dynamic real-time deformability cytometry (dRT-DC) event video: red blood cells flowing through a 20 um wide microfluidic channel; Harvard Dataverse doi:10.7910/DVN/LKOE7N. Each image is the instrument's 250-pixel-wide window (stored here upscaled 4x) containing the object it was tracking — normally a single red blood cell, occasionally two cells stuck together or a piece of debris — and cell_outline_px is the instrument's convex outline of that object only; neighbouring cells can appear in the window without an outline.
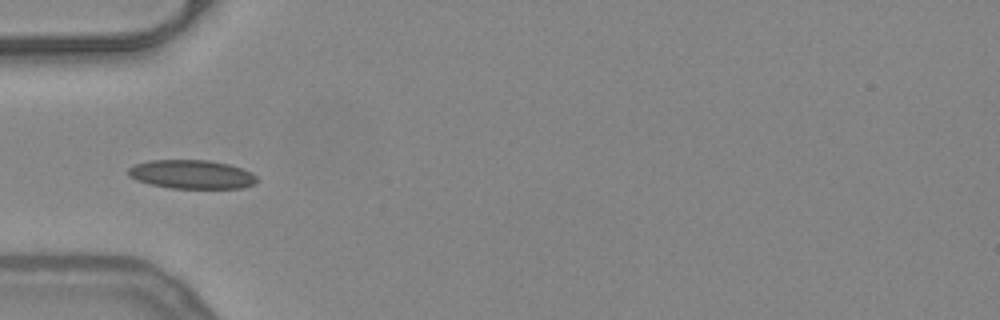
{"species": "common noctule bat (a hibernating species)", "species_latin": "Nyctalus noctula", "temperature_condition": "warm", "stored_images_in_passage": 7, "camera_frame_rate_fps": 3000, "um_per_image_px": 0.085, "animal": {"sex": "female", "body_mass_g": 24.6, "forearm_length_mm": 56.2}, "frame": {"image": 1, "passage_image": 4, "time_ms": 1.0, "image_size_px": [1000, 320], "cell_outline_px": [[256, 180], [252, 184], [240, 188], [172, 188], [148, 184], [136, 180], [128, 176], [128, 168], [136, 164], [148, 160], [208, 160], [228, 164], [252, 172], [256, 176]], "centroid_in_image_um": [16.24, 14.82], "position_along_channel_um": 68.8, "area_um2": 21.5}}